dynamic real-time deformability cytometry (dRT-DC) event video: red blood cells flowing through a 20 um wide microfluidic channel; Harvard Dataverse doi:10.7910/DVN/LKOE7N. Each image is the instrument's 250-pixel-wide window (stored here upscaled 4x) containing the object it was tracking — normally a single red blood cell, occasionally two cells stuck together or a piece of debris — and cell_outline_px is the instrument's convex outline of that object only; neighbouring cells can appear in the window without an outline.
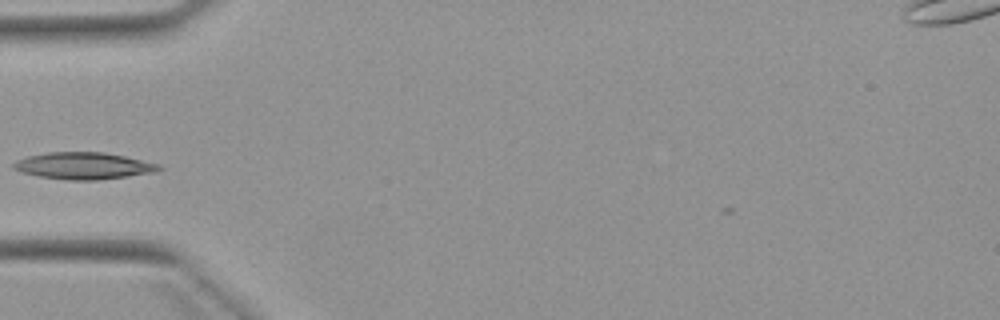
{"species": "Egyptian fruit bat (a non-hibernating species)", "species_latin": "Rousettus aegyptiacus", "temperature_condition": "warm", "stored_images_in_passage": 2, "camera_frame_rate_fps": 3000, "um_per_image_px": 0.085, "animal": {"sex": "female"}, "frame": {"image": 1, "passage_image": 2, "time_ms": 1.0, "image_size_px": [1000, 320], "cell_outline_px": [[164, 168], [156, 172], [100, 180], [68, 180], [40, 176], [20, 172], [12, 168], [12, 164], [16, 160], [28, 156], [48, 152], [104, 152], [124, 156], [160, 164]], "centroid_in_image_um": [7.11, 14.09], "position_along_channel_um": 77.9, "area_um2": 22.83}}